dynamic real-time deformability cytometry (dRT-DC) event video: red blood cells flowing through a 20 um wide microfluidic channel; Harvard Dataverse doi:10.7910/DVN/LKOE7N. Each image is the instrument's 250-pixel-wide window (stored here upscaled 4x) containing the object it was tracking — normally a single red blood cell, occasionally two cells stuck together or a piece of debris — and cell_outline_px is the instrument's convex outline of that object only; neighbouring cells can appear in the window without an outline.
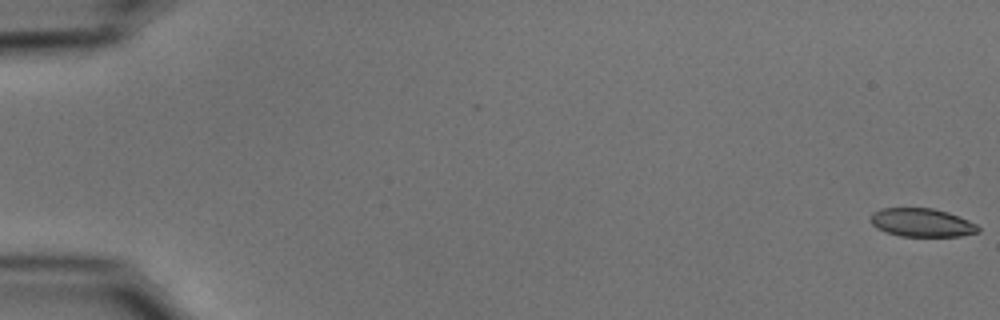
{"species": "common noctule bat (a hibernating species)", "species_latin": "Nyctalus noctula", "temperature_condition": "cold", "stored_images_in_passage": 10, "camera_frame_rate_fps": 3000, "um_per_image_px": 0.085, "animal": {"sex": "male", "body_mass_g": 15.6}, "frame": {"image": 1, "passage_image": 1, "time_ms": 0.0, "image_size_px": [1000, 320], "cell_outline_px": [[980, 232], [960, 236], [900, 236], [876, 228], [872, 224], [872, 212], [880, 208], [932, 208], [948, 212], [968, 220], [976, 224], [980, 228]], "centroid_in_image_um": [78.37, 18.92], "position_along_channel_um": 6.6, "area_um2": 17.74}}